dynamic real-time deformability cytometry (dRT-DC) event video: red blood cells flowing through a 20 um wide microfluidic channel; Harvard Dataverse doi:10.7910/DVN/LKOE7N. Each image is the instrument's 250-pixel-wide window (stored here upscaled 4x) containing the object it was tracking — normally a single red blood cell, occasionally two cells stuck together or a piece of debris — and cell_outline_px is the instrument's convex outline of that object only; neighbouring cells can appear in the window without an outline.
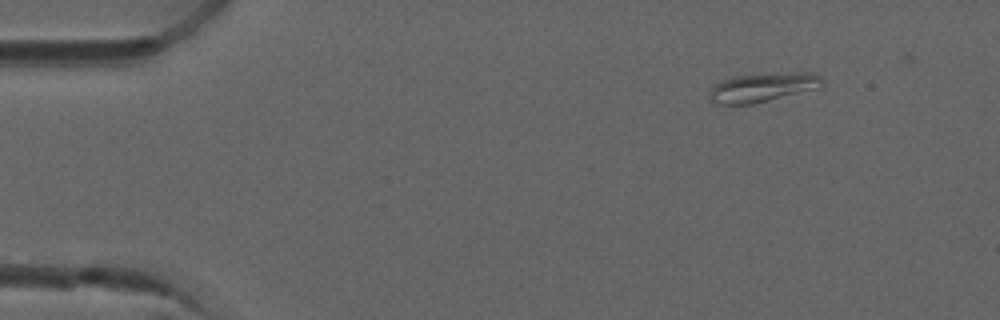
{"species": "common noctule bat (a hibernating species)", "species_latin": "Nyctalus noctula", "temperature_condition": "room temperature", "stored_images_in_passage": 4, "camera_frame_rate_fps": 3000, "um_per_image_px": 0.085, "animal": {"sex": "male", "forearm_length_mm": 52.5}, "frame": {"image": 1, "passage_image": 1, "time_ms": 0.0, "image_size_px": [1000, 320], "cell_outline_px": [[824, 88], [752, 104], [716, 104], [708, 96], [712, 88], [716, 84], [732, 76], [792, 72], [812, 72], [820, 76], [824, 80]], "centroid_in_image_um": [64.94, 7.42], "position_along_channel_um": 20.1, "area_um2": 19.36}}
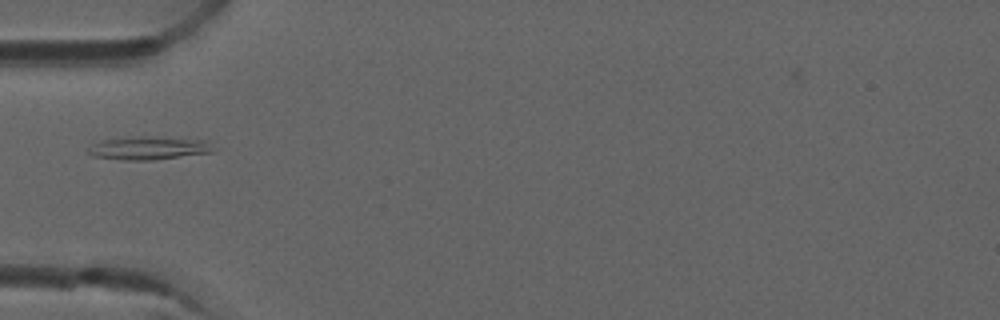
{"frame": {"image": 2, "passage_image": 4, "time_ms": 1.0, "image_size_px": [1000, 320], "cell_outline_px": [[212, 152], [152, 160], [124, 160], [92, 156], [88, 152], [92, 144], [104, 140], [140, 136], [144, 136], [208, 140], [212, 148]], "centroid_in_image_um": [12.64, 12.59], "position_along_channel_um": 72.4, "area_um2": 16.59}}